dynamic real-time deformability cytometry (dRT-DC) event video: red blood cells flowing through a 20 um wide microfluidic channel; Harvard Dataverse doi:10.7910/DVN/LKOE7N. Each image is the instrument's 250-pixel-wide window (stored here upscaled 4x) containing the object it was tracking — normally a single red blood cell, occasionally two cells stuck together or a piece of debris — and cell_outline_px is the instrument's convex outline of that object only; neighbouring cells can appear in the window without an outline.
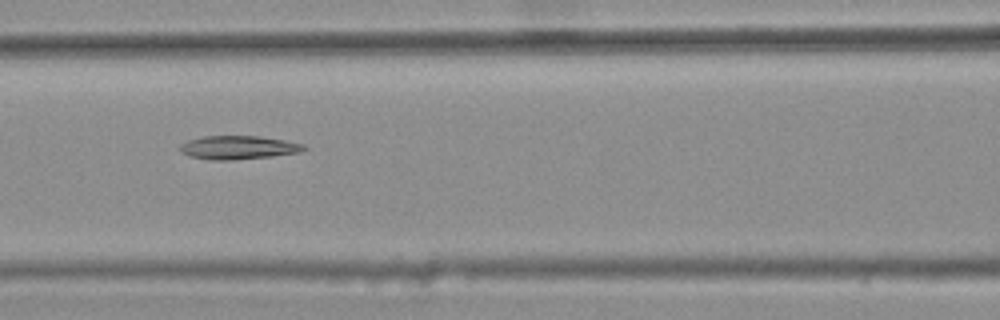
{"species": "common noctule bat (a hibernating species)", "species_latin": "Nyctalus noctula", "temperature_condition": "warm", "stored_images_in_passage": 6, "camera_frame_rate_fps": 3000, "um_per_image_px": 0.085, "animal": {"sex": "female", "body_mass_g": 25.1}, "frame": {"image": 1, "passage_image": 4, "time_ms": 1.0, "image_size_px": [1000, 320], "cell_outline_px": [[308, 148], [300, 152], [272, 156], [232, 160], [208, 160], [192, 156], [180, 152], [180, 144], [188, 140], [204, 136], [260, 136], [284, 140], [304, 144]], "centroid_in_image_um": [20.26, 12.53], "position_along_channel_um": 146.3, "area_um2": 16.99}}
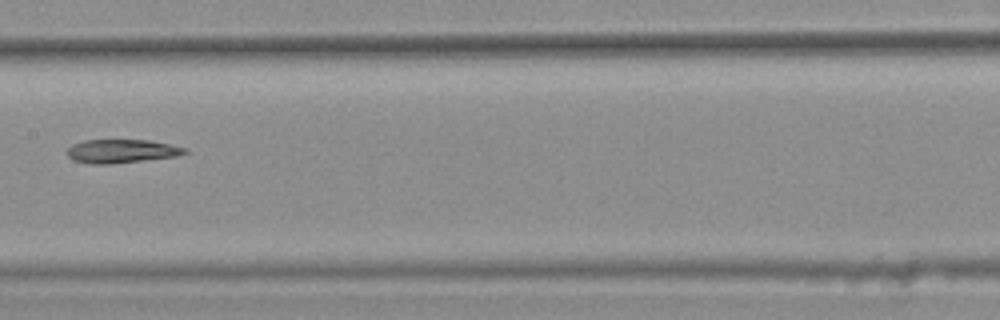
{"frame": {"image": 2, "passage_image": 5, "time_ms": 1.333, "image_size_px": [1000, 320], "cell_outline_px": [[188, 152], [176, 156], [112, 164], [88, 164], [76, 160], [68, 156], [64, 152], [72, 144], [84, 140], [148, 140], [188, 148]], "centroid_in_image_um": [10.3, 12.85], "position_along_channel_um": 197.1, "area_um2": 16.18}}
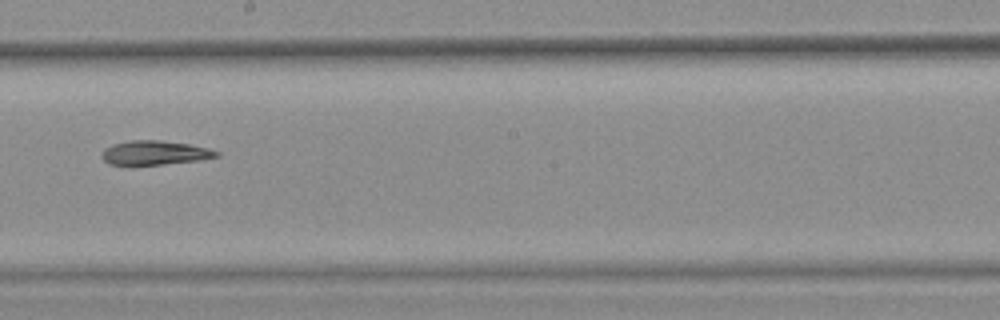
{"frame": {"image": 3, "passage_image": 6, "time_ms": 1.667, "image_size_px": [1000, 320], "cell_outline_px": [[220, 156], [200, 160], [160, 164], [108, 164], [100, 156], [100, 152], [104, 148], [112, 144], [128, 140], [160, 140], [188, 144], [208, 148], [220, 152]], "centroid_in_image_um": [13.12, 12.97], "position_along_channel_um": 235.1, "area_um2": 16.13}}